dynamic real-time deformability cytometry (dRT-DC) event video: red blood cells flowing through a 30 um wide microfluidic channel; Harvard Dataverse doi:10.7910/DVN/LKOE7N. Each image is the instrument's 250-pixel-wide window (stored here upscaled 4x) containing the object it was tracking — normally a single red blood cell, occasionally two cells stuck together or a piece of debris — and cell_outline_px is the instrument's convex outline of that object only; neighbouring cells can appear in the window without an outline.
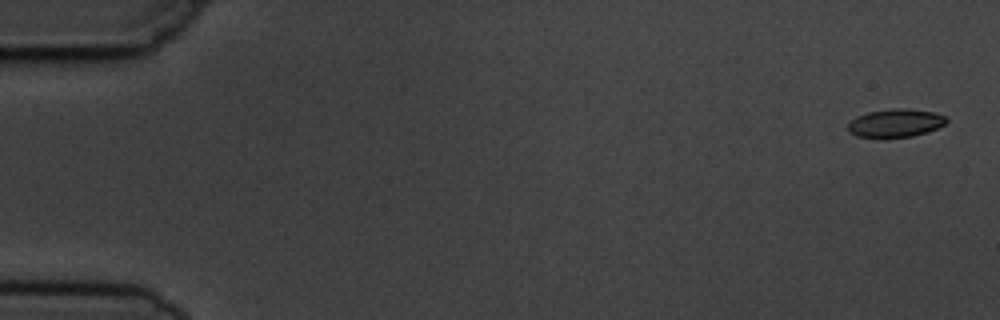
{"species": "common noctule bat (a hibernating species)", "species_latin": "Nyctalus noctula", "temperature_condition": "cold", "stored_images_in_passage": 5, "camera_frame_rate_fps": 3000, "um_per_image_px": 0.085, "animal": {"sex": "male", "body_mass_g": 19.5, "forearm_length_mm": 54.6}, "frame": {"image": 1, "passage_image": 1, "time_ms": 0.0, "image_size_px": [1000, 320], "cell_outline_px": [[948, 120], [944, 124], [928, 132], [912, 136], [884, 140], [880, 140], [856, 136], [848, 132], [848, 124], [856, 116], [868, 112], [892, 108], [904, 108], [936, 112], [944, 116]], "centroid_in_image_um": [76.07, 10.5], "position_along_channel_um": 8.9, "area_um2": 16.76}}
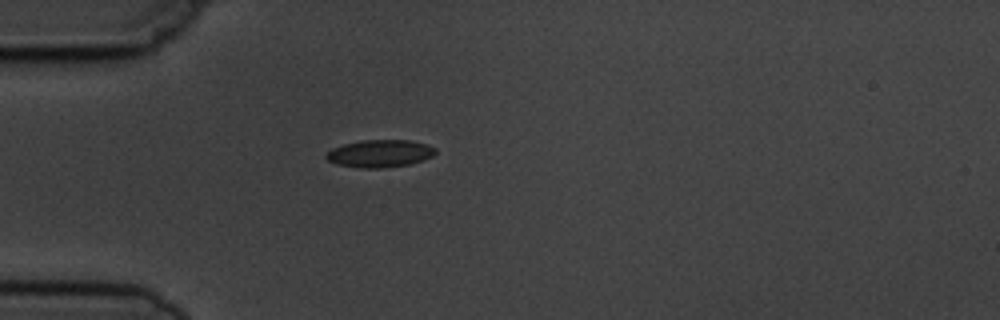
{"frame": {"image": 2, "passage_image": 5, "time_ms": 4.667, "image_size_px": [1000, 320], "cell_outline_px": [[436, 152], [432, 156], [424, 160], [408, 164], [380, 168], [360, 168], [336, 164], [328, 160], [324, 156], [332, 148], [344, 144], [360, 140], [408, 140], [428, 144], [436, 148]], "centroid_in_image_um": [32.29, 13.04], "position_along_channel_um": 52.7, "area_um2": 17.51}}